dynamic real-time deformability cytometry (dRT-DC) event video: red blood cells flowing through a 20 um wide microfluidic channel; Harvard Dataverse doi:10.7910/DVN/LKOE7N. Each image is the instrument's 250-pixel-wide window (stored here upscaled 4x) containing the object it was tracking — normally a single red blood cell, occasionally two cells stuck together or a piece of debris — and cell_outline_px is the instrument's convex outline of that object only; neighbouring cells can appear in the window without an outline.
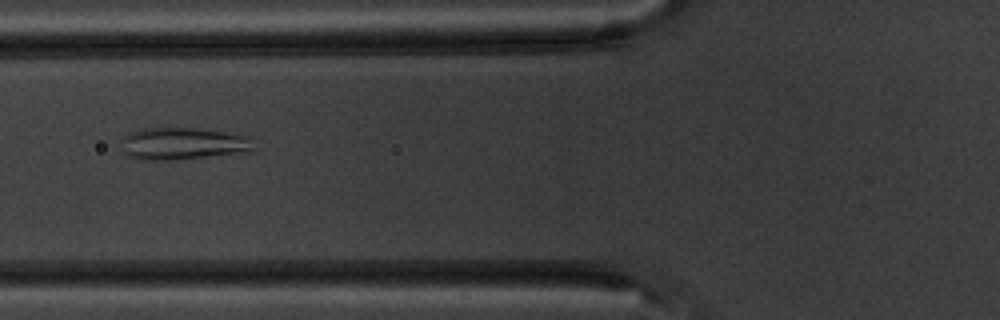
{"species": "common noctule bat (a hibernating species)", "species_latin": "Nyctalus noctula", "temperature_condition": "warm", "stored_images_in_passage": 5, "camera_frame_rate_fps": 3000, "um_per_image_px": 0.085, "animal": {"sex": "male", "body_mass_g": 20.1, "forearm_length_mm": 53.5}, "frame": {"image": 1, "passage_image": 2, "time_ms": 1.333, "image_size_px": [1000, 320], "cell_outline_px": [[252, 148], [248, 152], [172, 160], [140, 160], [128, 156], [124, 152], [120, 140], [128, 132], [144, 128], [196, 128], [252, 136]], "centroid_in_image_um": [15.51, 12.2], "position_along_channel_um": 110.3, "area_um2": 24.97}}